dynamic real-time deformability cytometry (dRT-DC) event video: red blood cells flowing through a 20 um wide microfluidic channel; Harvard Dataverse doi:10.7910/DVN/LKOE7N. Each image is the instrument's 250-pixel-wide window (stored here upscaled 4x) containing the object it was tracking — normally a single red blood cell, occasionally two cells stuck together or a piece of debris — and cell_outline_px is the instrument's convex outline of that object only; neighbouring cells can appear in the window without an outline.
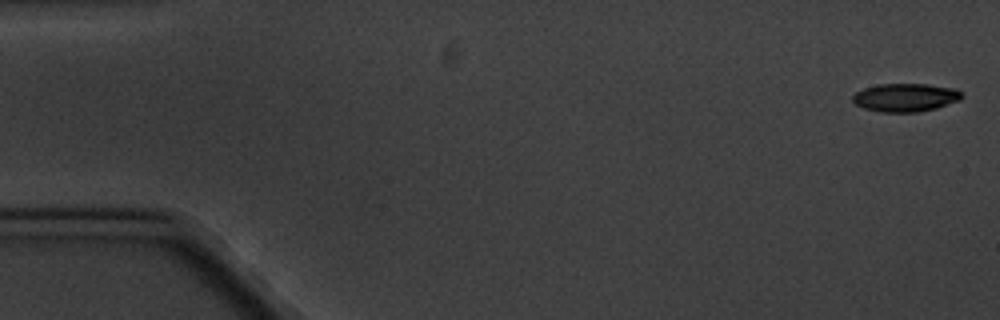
{"species": "common noctule bat (a hibernating species)", "species_latin": "Nyctalus noctula", "temperature_condition": "cold", "stored_images_in_passage": 6, "camera_frame_rate_fps": 3000, "um_per_image_px": 0.085, "animal": {"sex": "male", "body_mass_g": 20.1, "forearm_length_mm": 53.5}, "frame": {"image": 1, "passage_image": 1, "time_ms": 0.0, "image_size_px": [1000, 320], "cell_outline_px": [[964, 96], [960, 100], [936, 108], [916, 112], [880, 112], [864, 108], [856, 104], [852, 100], [852, 96], [856, 92], [864, 88], [880, 84], [928, 84], [956, 88]], "centroid_in_image_um": [76.97, 8.28], "position_along_channel_um": 8.0, "area_um2": 17.98}}
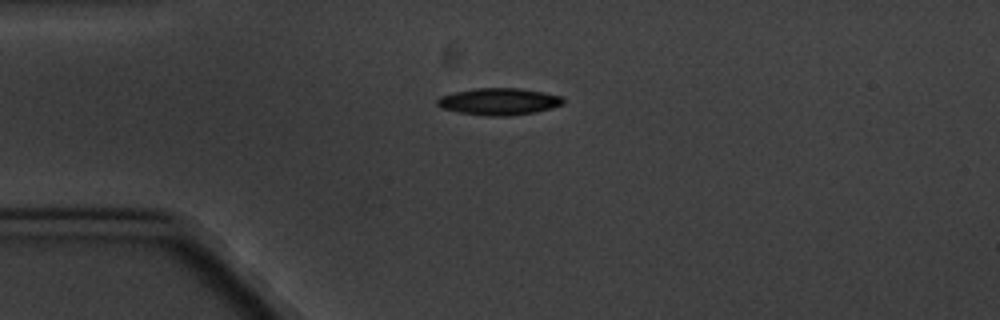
{"frame": {"image": 2, "passage_image": 5, "time_ms": 4.333, "image_size_px": [1000, 320], "cell_outline_px": [[564, 104], [552, 108], [536, 112], [508, 116], [488, 116], [460, 112], [440, 108], [436, 104], [436, 100], [440, 96], [456, 92], [476, 88], [520, 88], [544, 92], [560, 96], [564, 100]], "centroid_in_image_um": [42.42, 8.63], "position_along_channel_um": 42.6, "area_um2": 19.77}}